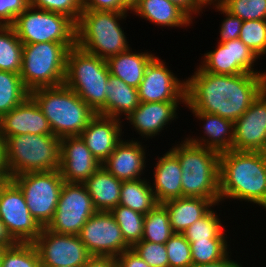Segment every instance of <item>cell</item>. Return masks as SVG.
<instances>
[{"label":"cell","mask_w":266,"mask_h":267,"mask_svg":"<svg viewBox=\"0 0 266 267\" xmlns=\"http://www.w3.org/2000/svg\"><path fill=\"white\" fill-rule=\"evenodd\" d=\"M186 79V106L235 122L266 88V74L218 75L200 67Z\"/></svg>","instance_id":"obj_1"},{"label":"cell","mask_w":266,"mask_h":267,"mask_svg":"<svg viewBox=\"0 0 266 267\" xmlns=\"http://www.w3.org/2000/svg\"><path fill=\"white\" fill-rule=\"evenodd\" d=\"M219 177L220 202L231 198L266 209V152L221 153Z\"/></svg>","instance_id":"obj_2"},{"label":"cell","mask_w":266,"mask_h":267,"mask_svg":"<svg viewBox=\"0 0 266 267\" xmlns=\"http://www.w3.org/2000/svg\"><path fill=\"white\" fill-rule=\"evenodd\" d=\"M47 118L53 135L63 138L79 136L96 113L65 84L30 91Z\"/></svg>","instance_id":"obj_3"},{"label":"cell","mask_w":266,"mask_h":267,"mask_svg":"<svg viewBox=\"0 0 266 267\" xmlns=\"http://www.w3.org/2000/svg\"><path fill=\"white\" fill-rule=\"evenodd\" d=\"M182 169V197H200L220 203V153L187 139L169 149Z\"/></svg>","instance_id":"obj_4"},{"label":"cell","mask_w":266,"mask_h":267,"mask_svg":"<svg viewBox=\"0 0 266 267\" xmlns=\"http://www.w3.org/2000/svg\"><path fill=\"white\" fill-rule=\"evenodd\" d=\"M127 14L103 10L82 11L76 23V46L106 61L127 51L130 44L119 23Z\"/></svg>","instance_id":"obj_5"},{"label":"cell","mask_w":266,"mask_h":267,"mask_svg":"<svg viewBox=\"0 0 266 267\" xmlns=\"http://www.w3.org/2000/svg\"><path fill=\"white\" fill-rule=\"evenodd\" d=\"M110 70L105 59L78 46L67 54L64 84L73 90L96 114L106 116V93Z\"/></svg>","instance_id":"obj_6"},{"label":"cell","mask_w":266,"mask_h":267,"mask_svg":"<svg viewBox=\"0 0 266 267\" xmlns=\"http://www.w3.org/2000/svg\"><path fill=\"white\" fill-rule=\"evenodd\" d=\"M61 138L55 135L21 134L6 142L10 177L31 172L58 170L61 165Z\"/></svg>","instance_id":"obj_7"},{"label":"cell","mask_w":266,"mask_h":267,"mask_svg":"<svg viewBox=\"0 0 266 267\" xmlns=\"http://www.w3.org/2000/svg\"><path fill=\"white\" fill-rule=\"evenodd\" d=\"M76 45L57 42L23 44L21 80L29 90L64 84L67 54Z\"/></svg>","instance_id":"obj_8"},{"label":"cell","mask_w":266,"mask_h":267,"mask_svg":"<svg viewBox=\"0 0 266 267\" xmlns=\"http://www.w3.org/2000/svg\"><path fill=\"white\" fill-rule=\"evenodd\" d=\"M12 27L23 44L76 45V23L63 14L29 6L15 19Z\"/></svg>","instance_id":"obj_9"},{"label":"cell","mask_w":266,"mask_h":267,"mask_svg":"<svg viewBox=\"0 0 266 267\" xmlns=\"http://www.w3.org/2000/svg\"><path fill=\"white\" fill-rule=\"evenodd\" d=\"M22 190L31 216L44 228L51 222L64 184L58 170L31 172L11 177Z\"/></svg>","instance_id":"obj_10"},{"label":"cell","mask_w":266,"mask_h":267,"mask_svg":"<svg viewBox=\"0 0 266 267\" xmlns=\"http://www.w3.org/2000/svg\"><path fill=\"white\" fill-rule=\"evenodd\" d=\"M96 212L83 183L64 182L54 217L46 228L58 234L78 235Z\"/></svg>","instance_id":"obj_11"},{"label":"cell","mask_w":266,"mask_h":267,"mask_svg":"<svg viewBox=\"0 0 266 267\" xmlns=\"http://www.w3.org/2000/svg\"><path fill=\"white\" fill-rule=\"evenodd\" d=\"M0 219L17 243H32L42 231L30 214L22 190L12 179L0 183Z\"/></svg>","instance_id":"obj_12"},{"label":"cell","mask_w":266,"mask_h":267,"mask_svg":"<svg viewBox=\"0 0 266 267\" xmlns=\"http://www.w3.org/2000/svg\"><path fill=\"white\" fill-rule=\"evenodd\" d=\"M32 243L38 251L40 267H83L91 257L78 235L58 234L46 227Z\"/></svg>","instance_id":"obj_13"},{"label":"cell","mask_w":266,"mask_h":267,"mask_svg":"<svg viewBox=\"0 0 266 267\" xmlns=\"http://www.w3.org/2000/svg\"><path fill=\"white\" fill-rule=\"evenodd\" d=\"M91 256L117 257L130 249L110 212L93 214L78 234Z\"/></svg>","instance_id":"obj_14"},{"label":"cell","mask_w":266,"mask_h":267,"mask_svg":"<svg viewBox=\"0 0 266 267\" xmlns=\"http://www.w3.org/2000/svg\"><path fill=\"white\" fill-rule=\"evenodd\" d=\"M216 47L202 56L199 67L203 71L218 75L266 74L254 70V63L259 57L239 38L218 43Z\"/></svg>","instance_id":"obj_15"},{"label":"cell","mask_w":266,"mask_h":267,"mask_svg":"<svg viewBox=\"0 0 266 267\" xmlns=\"http://www.w3.org/2000/svg\"><path fill=\"white\" fill-rule=\"evenodd\" d=\"M164 60L155 57L138 86L140 102L186 101V80L178 79Z\"/></svg>","instance_id":"obj_16"},{"label":"cell","mask_w":266,"mask_h":267,"mask_svg":"<svg viewBox=\"0 0 266 267\" xmlns=\"http://www.w3.org/2000/svg\"><path fill=\"white\" fill-rule=\"evenodd\" d=\"M233 150L266 152V88L234 122Z\"/></svg>","instance_id":"obj_17"},{"label":"cell","mask_w":266,"mask_h":267,"mask_svg":"<svg viewBox=\"0 0 266 267\" xmlns=\"http://www.w3.org/2000/svg\"><path fill=\"white\" fill-rule=\"evenodd\" d=\"M60 153L59 171L67 183H84L102 166L80 136L61 138Z\"/></svg>","instance_id":"obj_18"},{"label":"cell","mask_w":266,"mask_h":267,"mask_svg":"<svg viewBox=\"0 0 266 267\" xmlns=\"http://www.w3.org/2000/svg\"><path fill=\"white\" fill-rule=\"evenodd\" d=\"M0 134L5 141L21 134L53 135L47 118L29 96L0 118Z\"/></svg>","instance_id":"obj_19"},{"label":"cell","mask_w":266,"mask_h":267,"mask_svg":"<svg viewBox=\"0 0 266 267\" xmlns=\"http://www.w3.org/2000/svg\"><path fill=\"white\" fill-rule=\"evenodd\" d=\"M122 124L114 117L96 114L79 135L99 163L102 164L122 140Z\"/></svg>","instance_id":"obj_20"},{"label":"cell","mask_w":266,"mask_h":267,"mask_svg":"<svg viewBox=\"0 0 266 267\" xmlns=\"http://www.w3.org/2000/svg\"><path fill=\"white\" fill-rule=\"evenodd\" d=\"M186 101L140 102L139 106L125 119L129 120L135 131L143 138H153L164 130L174 119H178V105Z\"/></svg>","instance_id":"obj_21"},{"label":"cell","mask_w":266,"mask_h":267,"mask_svg":"<svg viewBox=\"0 0 266 267\" xmlns=\"http://www.w3.org/2000/svg\"><path fill=\"white\" fill-rule=\"evenodd\" d=\"M146 147L138 140H124L117 144L114 151L102 166L120 181L140 179L146 168Z\"/></svg>","instance_id":"obj_22"},{"label":"cell","mask_w":266,"mask_h":267,"mask_svg":"<svg viewBox=\"0 0 266 267\" xmlns=\"http://www.w3.org/2000/svg\"><path fill=\"white\" fill-rule=\"evenodd\" d=\"M195 118L204 121L203 132L206 136L186 137V139L195 145L203 146L207 149L214 150L218 153L233 150L234 142V122L220 117L219 115L210 114L201 111H191Z\"/></svg>","instance_id":"obj_23"},{"label":"cell","mask_w":266,"mask_h":267,"mask_svg":"<svg viewBox=\"0 0 266 267\" xmlns=\"http://www.w3.org/2000/svg\"><path fill=\"white\" fill-rule=\"evenodd\" d=\"M157 158L151 185L157 202L182 197V169L178 158L170 150Z\"/></svg>","instance_id":"obj_24"},{"label":"cell","mask_w":266,"mask_h":267,"mask_svg":"<svg viewBox=\"0 0 266 267\" xmlns=\"http://www.w3.org/2000/svg\"><path fill=\"white\" fill-rule=\"evenodd\" d=\"M168 212L172 231L183 233L189 226L204 217L214 206V200L200 197H180L162 203Z\"/></svg>","instance_id":"obj_25"},{"label":"cell","mask_w":266,"mask_h":267,"mask_svg":"<svg viewBox=\"0 0 266 267\" xmlns=\"http://www.w3.org/2000/svg\"><path fill=\"white\" fill-rule=\"evenodd\" d=\"M97 212H110L119 205L122 181L101 166L83 183Z\"/></svg>","instance_id":"obj_26"},{"label":"cell","mask_w":266,"mask_h":267,"mask_svg":"<svg viewBox=\"0 0 266 267\" xmlns=\"http://www.w3.org/2000/svg\"><path fill=\"white\" fill-rule=\"evenodd\" d=\"M162 27H186L192 19L169 0H139L131 12Z\"/></svg>","instance_id":"obj_27"},{"label":"cell","mask_w":266,"mask_h":267,"mask_svg":"<svg viewBox=\"0 0 266 267\" xmlns=\"http://www.w3.org/2000/svg\"><path fill=\"white\" fill-rule=\"evenodd\" d=\"M151 52H133L132 48L107 60L110 74L129 86L138 88L148 64L155 58Z\"/></svg>","instance_id":"obj_28"},{"label":"cell","mask_w":266,"mask_h":267,"mask_svg":"<svg viewBox=\"0 0 266 267\" xmlns=\"http://www.w3.org/2000/svg\"><path fill=\"white\" fill-rule=\"evenodd\" d=\"M106 116L116 119L128 117L138 106V90L129 86L118 77L111 75L107 82Z\"/></svg>","instance_id":"obj_29"},{"label":"cell","mask_w":266,"mask_h":267,"mask_svg":"<svg viewBox=\"0 0 266 267\" xmlns=\"http://www.w3.org/2000/svg\"><path fill=\"white\" fill-rule=\"evenodd\" d=\"M150 180L122 181L119 205L146 215L157 204Z\"/></svg>","instance_id":"obj_30"},{"label":"cell","mask_w":266,"mask_h":267,"mask_svg":"<svg viewBox=\"0 0 266 267\" xmlns=\"http://www.w3.org/2000/svg\"><path fill=\"white\" fill-rule=\"evenodd\" d=\"M23 43L12 26H0V70L20 73Z\"/></svg>","instance_id":"obj_31"},{"label":"cell","mask_w":266,"mask_h":267,"mask_svg":"<svg viewBox=\"0 0 266 267\" xmlns=\"http://www.w3.org/2000/svg\"><path fill=\"white\" fill-rule=\"evenodd\" d=\"M29 96L20 74L0 70V118Z\"/></svg>","instance_id":"obj_32"},{"label":"cell","mask_w":266,"mask_h":267,"mask_svg":"<svg viewBox=\"0 0 266 267\" xmlns=\"http://www.w3.org/2000/svg\"><path fill=\"white\" fill-rule=\"evenodd\" d=\"M173 234L167 209L159 203L144 217L142 240L165 244Z\"/></svg>","instance_id":"obj_33"},{"label":"cell","mask_w":266,"mask_h":267,"mask_svg":"<svg viewBox=\"0 0 266 267\" xmlns=\"http://www.w3.org/2000/svg\"><path fill=\"white\" fill-rule=\"evenodd\" d=\"M110 213L121 229L126 244L132 248L142 240L145 215L128 207L118 205Z\"/></svg>","instance_id":"obj_34"},{"label":"cell","mask_w":266,"mask_h":267,"mask_svg":"<svg viewBox=\"0 0 266 267\" xmlns=\"http://www.w3.org/2000/svg\"><path fill=\"white\" fill-rule=\"evenodd\" d=\"M219 216L211 209L204 217L189 226L182 234L188 241H202L207 239H226Z\"/></svg>","instance_id":"obj_35"},{"label":"cell","mask_w":266,"mask_h":267,"mask_svg":"<svg viewBox=\"0 0 266 267\" xmlns=\"http://www.w3.org/2000/svg\"><path fill=\"white\" fill-rule=\"evenodd\" d=\"M0 267H40L38 251L33 243H16L3 248Z\"/></svg>","instance_id":"obj_36"},{"label":"cell","mask_w":266,"mask_h":267,"mask_svg":"<svg viewBox=\"0 0 266 267\" xmlns=\"http://www.w3.org/2000/svg\"><path fill=\"white\" fill-rule=\"evenodd\" d=\"M190 243L191 259L194 264L213 263L225 257L228 251L227 239H207L188 241Z\"/></svg>","instance_id":"obj_37"},{"label":"cell","mask_w":266,"mask_h":267,"mask_svg":"<svg viewBox=\"0 0 266 267\" xmlns=\"http://www.w3.org/2000/svg\"><path fill=\"white\" fill-rule=\"evenodd\" d=\"M238 38L260 59L266 55V20L243 21Z\"/></svg>","instance_id":"obj_38"},{"label":"cell","mask_w":266,"mask_h":267,"mask_svg":"<svg viewBox=\"0 0 266 267\" xmlns=\"http://www.w3.org/2000/svg\"><path fill=\"white\" fill-rule=\"evenodd\" d=\"M223 7L242 21L266 20V0H226Z\"/></svg>","instance_id":"obj_39"},{"label":"cell","mask_w":266,"mask_h":267,"mask_svg":"<svg viewBox=\"0 0 266 267\" xmlns=\"http://www.w3.org/2000/svg\"><path fill=\"white\" fill-rule=\"evenodd\" d=\"M165 245L169 267H188L193 263L190 243L182 233H174Z\"/></svg>","instance_id":"obj_40"},{"label":"cell","mask_w":266,"mask_h":267,"mask_svg":"<svg viewBox=\"0 0 266 267\" xmlns=\"http://www.w3.org/2000/svg\"><path fill=\"white\" fill-rule=\"evenodd\" d=\"M29 6L63 14L77 23L83 11V0H29Z\"/></svg>","instance_id":"obj_41"},{"label":"cell","mask_w":266,"mask_h":267,"mask_svg":"<svg viewBox=\"0 0 266 267\" xmlns=\"http://www.w3.org/2000/svg\"><path fill=\"white\" fill-rule=\"evenodd\" d=\"M132 249L151 267H169L165 244L141 240Z\"/></svg>","instance_id":"obj_42"},{"label":"cell","mask_w":266,"mask_h":267,"mask_svg":"<svg viewBox=\"0 0 266 267\" xmlns=\"http://www.w3.org/2000/svg\"><path fill=\"white\" fill-rule=\"evenodd\" d=\"M214 8L226 16L220 25V40L218 43H224L233 39H237L239 37L243 21L239 17L231 14L223 6H216Z\"/></svg>","instance_id":"obj_43"},{"label":"cell","mask_w":266,"mask_h":267,"mask_svg":"<svg viewBox=\"0 0 266 267\" xmlns=\"http://www.w3.org/2000/svg\"><path fill=\"white\" fill-rule=\"evenodd\" d=\"M28 7L29 0H0V26H12Z\"/></svg>","instance_id":"obj_44"},{"label":"cell","mask_w":266,"mask_h":267,"mask_svg":"<svg viewBox=\"0 0 266 267\" xmlns=\"http://www.w3.org/2000/svg\"><path fill=\"white\" fill-rule=\"evenodd\" d=\"M91 10L115 12L129 11L119 0H83V11Z\"/></svg>","instance_id":"obj_45"},{"label":"cell","mask_w":266,"mask_h":267,"mask_svg":"<svg viewBox=\"0 0 266 267\" xmlns=\"http://www.w3.org/2000/svg\"><path fill=\"white\" fill-rule=\"evenodd\" d=\"M117 267H151L132 248L116 257Z\"/></svg>","instance_id":"obj_46"},{"label":"cell","mask_w":266,"mask_h":267,"mask_svg":"<svg viewBox=\"0 0 266 267\" xmlns=\"http://www.w3.org/2000/svg\"><path fill=\"white\" fill-rule=\"evenodd\" d=\"M169 1L177 5L180 9H182L192 20L194 18V15H198L203 11V8L198 4L197 0H169Z\"/></svg>","instance_id":"obj_47"},{"label":"cell","mask_w":266,"mask_h":267,"mask_svg":"<svg viewBox=\"0 0 266 267\" xmlns=\"http://www.w3.org/2000/svg\"><path fill=\"white\" fill-rule=\"evenodd\" d=\"M10 179L11 177L8 172L6 161V142L3 136L0 134V183Z\"/></svg>","instance_id":"obj_48"},{"label":"cell","mask_w":266,"mask_h":267,"mask_svg":"<svg viewBox=\"0 0 266 267\" xmlns=\"http://www.w3.org/2000/svg\"><path fill=\"white\" fill-rule=\"evenodd\" d=\"M83 267H117V261L110 256H91Z\"/></svg>","instance_id":"obj_49"},{"label":"cell","mask_w":266,"mask_h":267,"mask_svg":"<svg viewBox=\"0 0 266 267\" xmlns=\"http://www.w3.org/2000/svg\"><path fill=\"white\" fill-rule=\"evenodd\" d=\"M188 267H242L240 263L230 258L229 253L222 259L213 263L190 264Z\"/></svg>","instance_id":"obj_50"},{"label":"cell","mask_w":266,"mask_h":267,"mask_svg":"<svg viewBox=\"0 0 266 267\" xmlns=\"http://www.w3.org/2000/svg\"><path fill=\"white\" fill-rule=\"evenodd\" d=\"M17 242L8 233L6 226L0 219V248H8L15 245Z\"/></svg>","instance_id":"obj_51"},{"label":"cell","mask_w":266,"mask_h":267,"mask_svg":"<svg viewBox=\"0 0 266 267\" xmlns=\"http://www.w3.org/2000/svg\"><path fill=\"white\" fill-rule=\"evenodd\" d=\"M198 4L202 7L205 8L207 6H212L216 7V6H223L226 2V0H197Z\"/></svg>","instance_id":"obj_52"},{"label":"cell","mask_w":266,"mask_h":267,"mask_svg":"<svg viewBox=\"0 0 266 267\" xmlns=\"http://www.w3.org/2000/svg\"><path fill=\"white\" fill-rule=\"evenodd\" d=\"M130 12L137 5L139 0H119Z\"/></svg>","instance_id":"obj_53"}]
</instances>
